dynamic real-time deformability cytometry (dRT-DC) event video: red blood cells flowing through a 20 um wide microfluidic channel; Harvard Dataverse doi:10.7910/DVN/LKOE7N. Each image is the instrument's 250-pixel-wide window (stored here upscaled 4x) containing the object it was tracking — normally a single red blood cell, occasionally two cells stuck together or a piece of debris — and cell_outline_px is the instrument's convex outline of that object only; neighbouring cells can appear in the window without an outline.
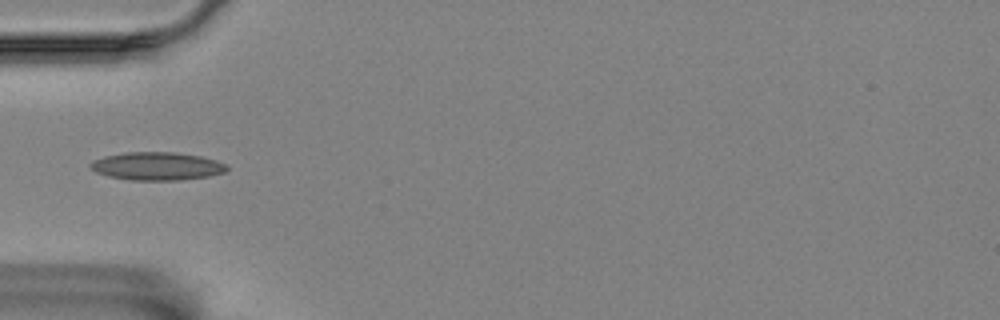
{"species": "Egyptian fruit bat (a non-hibernating species)", "species_latin": "Rousettus aegyptiacus", "temperature_condition": "room temperature", "stored_images_in_passage": 6, "camera_frame_rate_fps": 3000, "um_per_image_px": 0.085, "animal": {"sex": "female"}, "frame": {"image": 1, "passage_image": 6, "time_ms": 5.667, "image_size_px": [1000, 320], "cell_outline_px": [[228, 168], [224, 172], [208, 176], [180, 180], [132, 180], [108, 176], [96, 172], [88, 164], [92, 160], [104, 156], [124, 152], [176, 152], [200, 156], [216, 160], [228, 164]], "centroid_in_image_um": [13.34, 14.11], "position_along_channel_um": 71.7, "area_um2": 22.37}}